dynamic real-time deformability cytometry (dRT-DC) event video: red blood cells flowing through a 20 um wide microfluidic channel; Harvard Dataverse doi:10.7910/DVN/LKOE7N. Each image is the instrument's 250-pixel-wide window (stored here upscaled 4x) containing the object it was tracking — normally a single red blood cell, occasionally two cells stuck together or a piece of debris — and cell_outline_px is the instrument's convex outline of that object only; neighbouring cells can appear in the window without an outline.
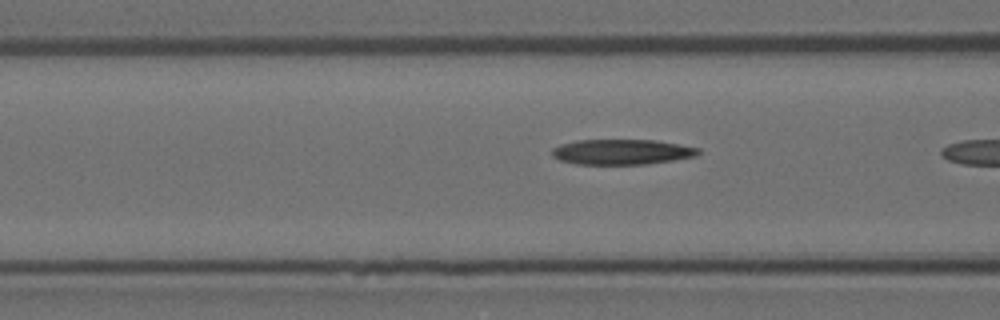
{"species": "Egyptian fruit bat (a non-hibernating species)", "species_latin": "Rousettus aegyptiacus", "temperature_condition": "room temperature", "stored_images_in_passage": 26, "camera_frame_rate_fps": 3000, "um_per_image_px": 0.085, "animal": {"sex": "female"}, "frame": {"image": 1, "passage_image": 5, "time_ms": 1.333, "image_size_px": [1000, 320], "cell_outline_px": [[700, 152], [696, 156], [672, 160], [644, 164], [576, 164], [560, 160], [552, 156], [552, 148], [560, 144], [576, 140], [656, 140], [680, 144], [700, 148]], "centroid_in_image_um": [52.84, 12.9], "position_along_channel_um": 113.8, "area_um2": 21.56}}
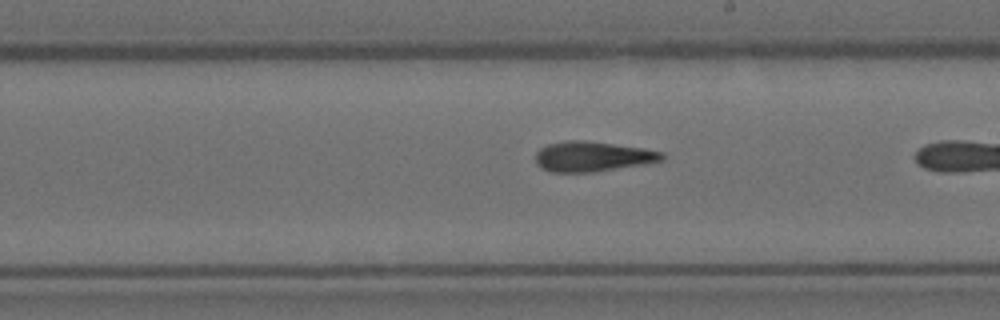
{"frame": {"image": 2, "passage_image": 15, "time_ms": 4.667, "image_size_px": [1000, 320], "cell_outline_px": [[664, 160], [644, 164], [592, 172], [548, 172], [540, 168], [536, 164], [536, 152], [540, 148], [548, 144], [568, 140], [580, 140], [644, 148], [664, 152]], "centroid_in_image_um": [50.34, 13.31], "position_along_channel_um": 238.7, "area_um2": 22.14}}
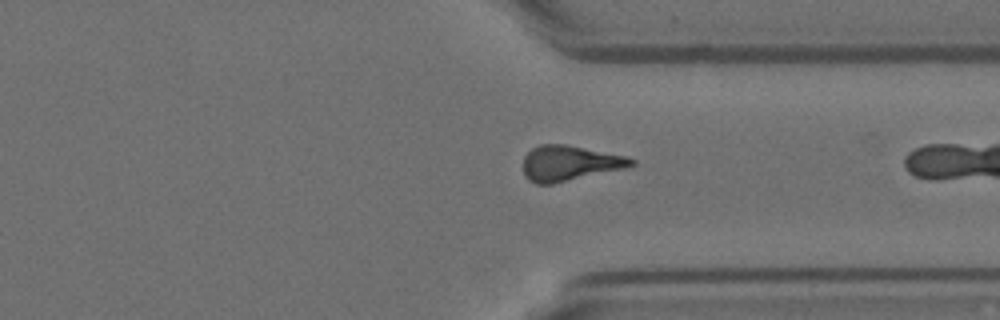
{"frame": {"image": 3, "passage_image": 25, "time_ms": 8.0, "image_size_px": [1000, 320], "cell_outline_px": [[636, 164], [624, 168], [552, 184], [536, 184], [528, 180], [524, 176], [524, 156], [532, 148], [540, 144], [564, 144], [628, 156], [636, 160]], "centroid_in_image_um": [48.41, 13.87], "position_along_channel_um": 363.0, "area_um2": 22.2}}